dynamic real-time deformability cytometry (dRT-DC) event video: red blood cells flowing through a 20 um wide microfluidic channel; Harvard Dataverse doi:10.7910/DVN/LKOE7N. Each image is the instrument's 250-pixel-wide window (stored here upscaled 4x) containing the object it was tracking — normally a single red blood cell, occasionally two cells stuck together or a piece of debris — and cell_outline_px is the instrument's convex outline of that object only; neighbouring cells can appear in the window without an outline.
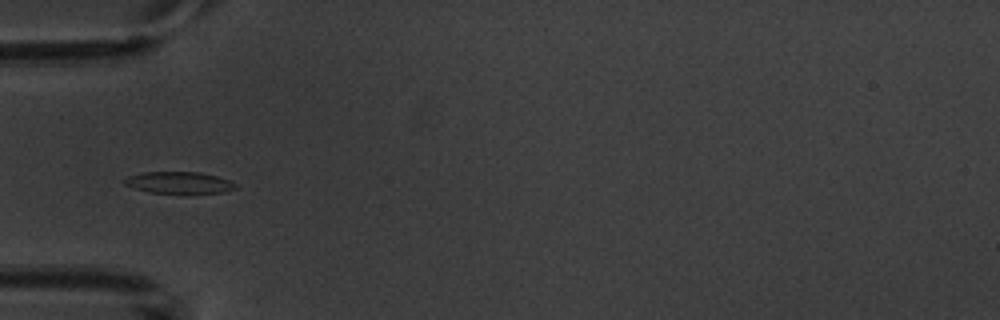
{"species": "common noctule bat (a hibernating species)", "species_latin": "Nyctalus noctula", "temperature_condition": "warm", "stored_images_in_passage": 5, "camera_frame_rate_fps": 3000, "um_per_image_px": 0.085, "animal": {"sex": "male", "body_mass_g": 20.1, "forearm_length_mm": 53.5}, "frame": {"image": 1, "passage_image": 5, "time_ms": 4.667, "image_size_px": [1000, 320], "cell_outline_px": [[236, 188], [224, 192], [192, 196], [180, 196], [148, 192], [124, 184], [120, 180], [128, 176], [144, 172], [200, 172], [216, 176], [228, 180], [236, 184]], "centroid_in_image_um": [15.22, 15.58], "position_along_channel_um": 69.8, "area_um2": 14.97}}